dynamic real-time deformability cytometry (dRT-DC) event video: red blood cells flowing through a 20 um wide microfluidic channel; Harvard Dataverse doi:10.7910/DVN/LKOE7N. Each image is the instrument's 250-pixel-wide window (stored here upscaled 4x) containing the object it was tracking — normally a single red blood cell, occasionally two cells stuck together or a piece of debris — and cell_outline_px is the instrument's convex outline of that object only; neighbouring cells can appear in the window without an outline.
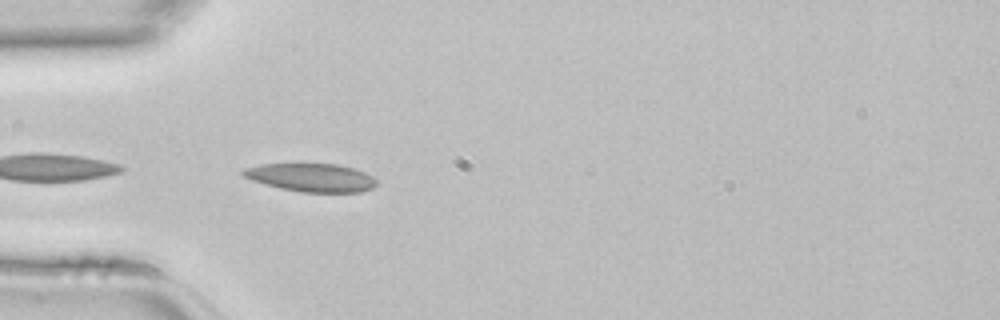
{"species": "common noctule bat (a hibernating species)", "species_latin": "Nyctalus noctula", "temperature_condition": "room temperature", "stored_images_in_passage": 9, "camera_frame_rate_fps": 3000, "um_per_image_px": 0.085, "animal": {"sex": "female", "body_mass_g": 22.7, "forearm_length_mm": 54.2}, "frame": {"image": 1, "passage_image": 6, "time_ms": 1.667, "image_size_px": [1000, 320], "cell_outline_px": [[376, 184], [372, 188], [360, 192], [304, 192], [280, 188], [264, 184], [252, 180], [244, 176], [240, 172], [244, 168], [260, 164], [292, 160], [336, 164], [352, 168], [364, 172], [372, 176], [376, 180]], "centroid_in_image_um": [26.37, 15.03], "position_along_channel_um": 58.6, "area_um2": 22.89}}